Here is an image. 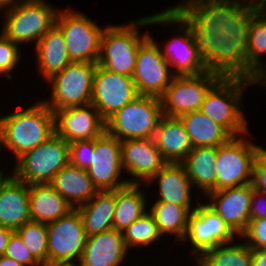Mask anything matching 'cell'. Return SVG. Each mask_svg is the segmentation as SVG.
<instances>
[{
	"mask_svg": "<svg viewBox=\"0 0 266 266\" xmlns=\"http://www.w3.org/2000/svg\"><path fill=\"white\" fill-rule=\"evenodd\" d=\"M50 184L73 208L88 202L98 192L87 170L70 163L54 176Z\"/></svg>",
	"mask_w": 266,
	"mask_h": 266,
	"instance_id": "cell-29",
	"label": "cell"
},
{
	"mask_svg": "<svg viewBox=\"0 0 266 266\" xmlns=\"http://www.w3.org/2000/svg\"><path fill=\"white\" fill-rule=\"evenodd\" d=\"M153 34L139 47L133 73L139 95L161 98L175 75Z\"/></svg>",
	"mask_w": 266,
	"mask_h": 266,
	"instance_id": "cell-14",
	"label": "cell"
},
{
	"mask_svg": "<svg viewBox=\"0 0 266 266\" xmlns=\"http://www.w3.org/2000/svg\"><path fill=\"white\" fill-rule=\"evenodd\" d=\"M240 238L252 249H266V218L250 219Z\"/></svg>",
	"mask_w": 266,
	"mask_h": 266,
	"instance_id": "cell-40",
	"label": "cell"
},
{
	"mask_svg": "<svg viewBox=\"0 0 266 266\" xmlns=\"http://www.w3.org/2000/svg\"><path fill=\"white\" fill-rule=\"evenodd\" d=\"M116 190L98 191L88 202L78 206L87 237L113 229Z\"/></svg>",
	"mask_w": 266,
	"mask_h": 266,
	"instance_id": "cell-27",
	"label": "cell"
},
{
	"mask_svg": "<svg viewBox=\"0 0 266 266\" xmlns=\"http://www.w3.org/2000/svg\"><path fill=\"white\" fill-rule=\"evenodd\" d=\"M137 96L139 93L132 77L97 66L91 103L105 122Z\"/></svg>",
	"mask_w": 266,
	"mask_h": 266,
	"instance_id": "cell-17",
	"label": "cell"
},
{
	"mask_svg": "<svg viewBox=\"0 0 266 266\" xmlns=\"http://www.w3.org/2000/svg\"><path fill=\"white\" fill-rule=\"evenodd\" d=\"M41 266H78L77 264H65V263H46Z\"/></svg>",
	"mask_w": 266,
	"mask_h": 266,
	"instance_id": "cell-48",
	"label": "cell"
},
{
	"mask_svg": "<svg viewBox=\"0 0 266 266\" xmlns=\"http://www.w3.org/2000/svg\"><path fill=\"white\" fill-rule=\"evenodd\" d=\"M14 230L0 226V256L5 254L9 238Z\"/></svg>",
	"mask_w": 266,
	"mask_h": 266,
	"instance_id": "cell-44",
	"label": "cell"
},
{
	"mask_svg": "<svg viewBox=\"0 0 266 266\" xmlns=\"http://www.w3.org/2000/svg\"><path fill=\"white\" fill-rule=\"evenodd\" d=\"M1 166V165H0ZM5 173H7L6 175L4 174V169L2 168V166H1V168H0V183L5 179V177L9 174L8 172H7V170H6V172Z\"/></svg>",
	"mask_w": 266,
	"mask_h": 266,
	"instance_id": "cell-49",
	"label": "cell"
},
{
	"mask_svg": "<svg viewBox=\"0 0 266 266\" xmlns=\"http://www.w3.org/2000/svg\"><path fill=\"white\" fill-rule=\"evenodd\" d=\"M153 140L169 163H182L193 146L180 117L162 115Z\"/></svg>",
	"mask_w": 266,
	"mask_h": 266,
	"instance_id": "cell-25",
	"label": "cell"
},
{
	"mask_svg": "<svg viewBox=\"0 0 266 266\" xmlns=\"http://www.w3.org/2000/svg\"><path fill=\"white\" fill-rule=\"evenodd\" d=\"M149 206L148 211L153 215L162 237L172 235L175 237L173 243L181 245L187 233L189 217L196 206H178L167 202L149 203Z\"/></svg>",
	"mask_w": 266,
	"mask_h": 266,
	"instance_id": "cell-32",
	"label": "cell"
},
{
	"mask_svg": "<svg viewBox=\"0 0 266 266\" xmlns=\"http://www.w3.org/2000/svg\"><path fill=\"white\" fill-rule=\"evenodd\" d=\"M216 155L217 147H195L182 162L199 196L217 191Z\"/></svg>",
	"mask_w": 266,
	"mask_h": 266,
	"instance_id": "cell-28",
	"label": "cell"
},
{
	"mask_svg": "<svg viewBox=\"0 0 266 266\" xmlns=\"http://www.w3.org/2000/svg\"><path fill=\"white\" fill-rule=\"evenodd\" d=\"M247 87H252L248 78L221 77L207 92L200 110L233 136L244 135L251 131L242 108Z\"/></svg>",
	"mask_w": 266,
	"mask_h": 266,
	"instance_id": "cell-6",
	"label": "cell"
},
{
	"mask_svg": "<svg viewBox=\"0 0 266 266\" xmlns=\"http://www.w3.org/2000/svg\"><path fill=\"white\" fill-rule=\"evenodd\" d=\"M125 245L130 252L133 248L146 247L152 248L151 245L160 242L162 235L159 232L158 225L155 222L153 215L147 211L123 232ZM131 249V250H130Z\"/></svg>",
	"mask_w": 266,
	"mask_h": 266,
	"instance_id": "cell-35",
	"label": "cell"
},
{
	"mask_svg": "<svg viewBox=\"0 0 266 266\" xmlns=\"http://www.w3.org/2000/svg\"><path fill=\"white\" fill-rule=\"evenodd\" d=\"M16 232L40 265L48 263L47 224L29 221L18 228Z\"/></svg>",
	"mask_w": 266,
	"mask_h": 266,
	"instance_id": "cell-36",
	"label": "cell"
},
{
	"mask_svg": "<svg viewBox=\"0 0 266 266\" xmlns=\"http://www.w3.org/2000/svg\"><path fill=\"white\" fill-rule=\"evenodd\" d=\"M143 184L129 183L116 189L115 214L113 229L123 232L133 222L148 211V195ZM142 189V190H141Z\"/></svg>",
	"mask_w": 266,
	"mask_h": 266,
	"instance_id": "cell-31",
	"label": "cell"
},
{
	"mask_svg": "<svg viewBox=\"0 0 266 266\" xmlns=\"http://www.w3.org/2000/svg\"><path fill=\"white\" fill-rule=\"evenodd\" d=\"M148 16L139 17L125 24L107 25L101 36L98 65L108 71L133 76L139 47L150 37L142 33L147 28Z\"/></svg>",
	"mask_w": 266,
	"mask_h": 266,
	"instance_id": "cell-4",
	"label": "cell"
},
{
	"mask_svg": "<svg viewBox=\"0 0 266 266\" xmlns=\"http://www.w3.org/2000/svg\"><path fill=\"white\" fill-rule=\"evenodd\" d=\"M221 78L213 72L175 76L160 98L162 112L171 117L199 111L209 89Z\"/></svg>",
	"mask_w": 266,
	"mask_h": 266,
	"instance_id": "cell-13",
	"label": "cell"
},
{
	"mask_svg": "<svg viewBox=\"0 0 266 266\" xmlns=\"http://www.w3.org/2000/svg\"><path fill=\"white\" fill-rule=\"evenodd\" d=\"M20 46L0 32V77L14 80L13 72L17 69L22 58Z\"/></svg>",
	"mask_w": 266,
	"mask_h": 266,
	"instance_id": "cell-37",
	"label": "cell"
},
{
	"mask_svg": "<svg viewBox=\"0 0 266 266\" xmlns=\"http://www.w3.org/2000/svg\"><path fill=\"white\" fill-rule=\"evenodd\" d=\"M66 46L64 34L55 24L33 48L35 69L45 83L72 63Z\"/></svg>",
	"mask_w": 266,
	"mask_h": 266,
	"instance_id": "cell-24",
	"label": "cell"
},
{
	"mask_svg": "<svg viewBox=\"0 0 266 266\" xmlns=\"http://www.w3.org/2000/svg\"><path fill=\"white\" fill-rule=\"evenodd\" d=\"M199 197L193 200L199 204L189 217L187 233L183 240V243L186 241L187 245H191L189 254L193 257L192 261L216 246L232 243L235 239L241 241L206 201H200Z\"/></svg>",
	"mask_w": 266,
	"mask_h": 266,
	"instance_id": "cell-12",
	"label": "cell"
},
{
	"mask_svg": "<svg viewBox=\"0 0 266 266\" xmlns=\"http://www.w3.org/2000/svg\"><path fill=\"white\" fill-rule=\"evenodd\" d=\"M266 54V7H261L253 16L249 25L247 46V78L261 66Z\"/></svg>",
	"mask_w": 266,
	"mask_h": 266,
	"instance_id": "cell-34",
	"label": "cell"
},
{
	"mask_svg": "<svg viewBox=\"0 0 266 266\" xmlns=\"http://www.w3.org/2000/svg\"><path fill=\"white\" fill-rule=\"evenodd\" d=\"M252 257L253 249L243 239L240 243L236 239V242L222 244L206 251L193 264L195 266H251Z\"/></svg>",
	"mask_w": 266,
	"mask_h": 266,
	"instance_id": "cell-33",
	"label": "cell"
},
{
	"mask_svg": "<svg viewBox=\"0 0 266 266\" xmlns=\"http://www.w3.org/2000/svg\"><path fill=\"white\" fill-rule=\"evenodd\" d=\"M252 185L255 190L266 194V148L258 152L253 166Z\"/></svg>",
	"mask_w": 266,
	"mask_h": 266,
	"instance_id": "cell-41",
	"label": "cell"
},
{
	"mask_svg": "<svg viewBox=\"0 0 266 266\" xmlns=\"http://www.w3.org/2000/svg\"><path fill=\"white\" fill-rule=\"evenodd\" d=\"M48 263L78 264L87 235L76 208L47 224Z\"/></svg>",
	"mask_w": 266,
	"mask_h": 266,
	"instance_id": "cell-15",
	"label": "cell"
},
{
	"mask_svg": "<svg viewBox=\"0 0 266 266\" xmlns=\"http://www.w3.org/2000/svg\"><path fill=\"white\" fill-rule=\"evenodd\" d=\"M67 8H60L56 25L64 34L70 59L72 62L98 63L101 36L107 25L102 28L85 13Z\"/></svg>",
	"mask_w": 266,
	"mask_h": 266,
	"instance_id": "cell-11",
	"label": "cell"
},
{
	"mask_svg": "<svg viewBox=\"0 0 266 266\" xmlns=\"http://www.w3.org/2000/svg\"><path fill=\"white\" fill-rule=\"evenodd\" d=\"M250 134L233 136L217 147V190L252 183L254 161L263 146L249 140Z\"/></svg>",
	"mask_w": 266,
	"mask_h": 266,
	"instance_id": "cell-10",
	"label": "cell"
},
{
	"mask_svg": "<svg viewBox=\"0 0 266 266\" xmlns=\"http://www.w3.org/2000/svg\"><path fill=\"white\" fill-rule=\"evenodd\" d=\"M54 7L46 0H26L2 7L1 32L19 46L32 42L35 47L56 24L60 9Z\"/></svg>",
	"mask_w": 266,
	"mask_h": 266,
	"instance_id": "cell-5",
	"label": "cell"
},
{
	"mask_svg": "<svg viewBox=\"0 0 266 266\" xmlns=\"http://www.w3.org/2000/svg\"><path fill=\"white\" fill-rule=\"evenodd\" d=\"M253 189L252 183H248L212 191L204 196L208 199H206V203L238 237L246 231L250 221Z\"/></svg>",
	"mask_w": 266,
	"mask_h": 266,
	"instance_id": "cell-19",
	"label": "cell"
},
{
	"mask_svg": "<svg viewBox=\"0 0 266 266\" xmlns=\"http://www.w3.org/2000/svg\"><path fill=\"white\" fill-rule=\"evenodd\" d=\"M129 251L123 233L111 229L87 237L78 266H123Z\"/></svg>",
	"mask_w": 266,
	"mask_h": 266,
	"instance_id": "cell-22",
	"label": "cell"
},
{
	"mask_svg": "<svg viewBox=\"0 0 266 266\" xmlns=\"http://www.w3.org/2000/svg\"><path fill=\"white\" fill-rule=\"evenodd\" d=\"M0 266H23L15 259L9 258L5 255L0 256Z\"/></svg>",
	"mask_w": 266,
	"mask_h": 266,
	"instance_id": "cell-46",
	"label": "cell"
},
{
	"mask_svg": "<svg viewBox=\"0 0 266 266\" xmlns=\"http://www.w3.org/2000/svg\"><path fill=\"white\" fill-rule=\"evenodd\" d=\"M70 164L88 170L94 153V139L77 140L69 143Z\"/></svg>",
	"mask_w": 266,
	"mask_h": 266,
	"instance_id": "cell-38",
	"label": "cell"
},
{
	"mask_svg": "<svg viewBox=\"0 0 266 266\" xmlns=\"http://www.w3.org/2000/svg\"><path fill=\"white\" fill-rule=\"evenodd\" d=\"M121 158L128 183L146 184L168 162L149 138L121 141Z\"/></svg>",
	"mask_w": 266,
	"mask_h": 266,
	"instance_id": "cell-18",
	"label": "cell"
},
{
	"mask_svg": "<svg viewBox=\"0 0 266 266\" xmlns=\"http://www.w3.org/2000/svg\"><path fill=\"white\" fill-rule=\"evenodd\" d=\"M97 66L98 63L94 62L70 63L46 82L50 85L48 90H51V95L49 99L44 97L42 100L53 112L90 104Z\"/></svg>",
	"mask_w": 266,
	"mask_h": 266,
	"instance_id": "cell-9",
	"label": "cell"
},
{
	"mask_svg": "<svg viewBox=\"0 0 266 266\" xmlns=\"http://www.w3.org/2000/svg\"><path fill=\"white\" fill-rule=\"evenodd\" d=\"M2 115V151H9L14 161L55 134V114L40 97L25 109Z\"/></svg>",
	"mask_w": 266,
	"mask_h": 266,
	"instance_id": "cell-2",
	"label": "cell"
},
{
	"mask_svg": "<svg viewBox=\"0 0 266 266\" xmlns=\"http://www.w3.org/2000/svg\"><path fill=\"white\" fill-rule=\"evenodd\" d=\"M153 182L158 186V196L155 195L157 197H155V202H167L178 206H197L196 203L192 204V196L194 197L192 191L196 192V190L191 184L183 163L168 162L144 185L149 187Z\"/></svg>",
	"mask_w": 266,
	"mask_h": 266,
	"instance_id": "cell-23",
	"label": "cell"
},
{
	"mask_svg": "<svg viewBox=\"0 0 266 266\" xmlns=\"http://www.w3.org/2000/svg\"><path fill=\"white\" fill-rule=\"evenodd\" d=\"M251 266H266V249H253Z\"/></svg>",
	"mask_w": 266,
	"mask_h": 266,
	"instance_id": "cell-45",
	"label": "cell"
},
{
	"mask_svg": "<svg viewBox=\"0 0 266 266\" xmlns=\"http://www.w3.org/2000/svg\"><path fill=\"white\" fill-rule=\"evenodd\" d=\"M266 218V194L253 189L250 219Z\"/></svg>",
	"mask_w": 266,
	"mask_h": 266,
	"instance_id": "cell-42",
	"label": "cell"
},
{
	"mask_svg": "<svg viewBox=\"0 0 266 266\" xmlns=\"http://www.w3.org/2000/svg\"><path fill=\"white\" fill-rule=\"evenodd\" d=\"M5 256L15 259L23 266H41L32 256L20 235L14 231L8 241Z\"/></svg>",
	"mask_w": 266,
	"mask_h": 266,
	"instance_id": "cell-39",
	"label": "cell"
},
{
	"mask_svg": "<svg viewBox=\"0 0 266 266\" xmlns=\"http://www.w3.org/2000/svg\"><path fill=\"white\" fill-rule=\"evenodd\" d=\"M2 154V146H1V126H0V156Z\"/></svg>",
	"mask_w": 266,
	"mask_h": 266,
	"instance_id": "cell-50",
	"label": "cell"
},
{
	"mask_svg": "<svg viewBox=\"0 0 266 266\" xmlns=\"http://www.w3.org/2000/svg\"><path fill=\"white\" fill-rule=\"evenodd\" d=\"M162 115L160 98L139 95L106 121V132L120 141L152 139Z\"/></svg>",
	"mask_w": 266,
	"mask_h": 266,
	"instance_id": "cell-8",
	"label": "cell"
},
{
	"mask_svg": "<svg viewBox=\"0 0 266 266\" xmlns=\"http://www.w3.org/2000/svg\"><path fill=\"white\" fill-rule=\"evenodd\" d=\"M55 133L66 142L95 139L106 131V122L92 104L56 110Z\"/></svg>",
	"mask_w": 266,
	"mask_h": 266,
	"instance_id": "cell-20",
	"label": "cell"
},
{
	"mask_svg": "<svg viewBox=\"0 0 266 266\" xmlns=\"http://www.w3.org/2000/svg\"><path fill=\"white\" fill-rule=\"evenodd\" d=\"M250 81L251 86L259 85L263 87L265 85L264 87H266V60L253 72Z\"/></svg>",
	"mask_w": 266,
	"mask_h": 266,
	"instance_id": "cell-43",
	"label": "cell"
},
{
	"mask_svg": "<svg viewBox=\"0 0 266 266\" xmlns=\"http://www.w3.org/2000/svg\"><path fill=\"white\" fill-rule=\"evenodd\" d=\"M87 172L98 191H114L129 184L123 177L121 141L106 131L95 138L91 166Z\"/></svg>",
	"mask_w": 266,
	"mask_h": 266,
	"instance_id": "cell-16",
	"label": "cell"
},
{
	"mask_svg": "<svg viewBox=\"0 0 266 266\" xmlns=\"http://www.w3.org/2000/svg\"><path fill=\"white\" fill-rule=\"evenodd\" d=\"M69 143L56 133L15 161L10 172L28 185L51 183L54 176L70 163Z\"/></svg>",
	"mask_w": 266,
	"mask_h": 266,
	"instance_id": "cell-7",
	"label": "cell"
},
{
	"mask_svg": "<svg viewBox=\"0 0 266 266\" xmlns=\"http://www.w3.org/2000/svg\"><path fill=\"white\" fill-rule=\"evenodd\" d=\"M29 221V185L9 172L0 183V226L16 231Z\"/></svg>",
	"mask_w": 266,
	"mask_h": 266,
	"instance_id": "cell-21",
	"label": "cell"
},
{
	"mask_svg": "<svg viewBox=\"0 0 266 266\" xmlns=\"http://www.w3.org/2000/svg\"><path fill=\"white\" fill-rule=\"evenodd\" d=\"M26 0H0V8Z\"/></svg>",
	"mask_w": 266,
	"mask_h": 266,
	"instance_id": "cell-47",
	"label": "cell"
},
{
	"mask_svg": "<svg viewBox=\"0 0 266 266\" xmlns=\"http://www.w3.org/2000/svg\"><path fill=\"white\" fill-rule=\"evenodd\" d=\"M172 7L191 25L206 71L247 78L249 25L261 6L242 0H180Z\"/></svg>",
	"mask_w": 266,
	"mask_h": 266,
	"instance_id": "cell-1",
	"label": "cell"
},
{
	"mask_svg": "<svg viewBox=\"0 0 266 266\" xmlns=\"http://www.w3.org/2000/svg\"><path fill=\"white\" fill-rule=\"evenodd\" d=\"M31 221L51 223L68 214L74 208L50 183L29 185Z\"/></svg>",
	"mask_w": 266,
	"mask_h": 266,
	"instance_id": "cell-26",
	"label": "cell"
},
{
	"mask_svg": "<svg viewBox=\"0 0 266 266\" xmlns=\"http://www.w3.org/2000/svg\"><path fill=\"white\" fill-rule=\"evenodd\" d=\"M148 25L151 27L163 25L165 28L174 26L175 36H171L172 38L168 41L163 40L164 45L161 44L160 48L175 76L197 75L206 72L203 58L196 49L191 25L172 6L148 15Z\"/></svg>",
	"mask_w": 266,
	"mask_h": 266,
	"instance_id": "cell-3",
	"label": "cell"
},
{
	"mask_svg": "<svg viewBox=\"0 0 266 266\" xmlns=\"http://www.w3.org/2000/svg\"><path fill=\"white\" fill-rule=\"evenodd\" d=\"M193 148L218 147L227 143L233 135L221 124L215 122L201 110L180 116Z\"/></svg>",
	"mask_w": 266,
	"mask_h": 266,
	"instance_id": "cell-30",
	"label": "cell"
}]
</instances>
